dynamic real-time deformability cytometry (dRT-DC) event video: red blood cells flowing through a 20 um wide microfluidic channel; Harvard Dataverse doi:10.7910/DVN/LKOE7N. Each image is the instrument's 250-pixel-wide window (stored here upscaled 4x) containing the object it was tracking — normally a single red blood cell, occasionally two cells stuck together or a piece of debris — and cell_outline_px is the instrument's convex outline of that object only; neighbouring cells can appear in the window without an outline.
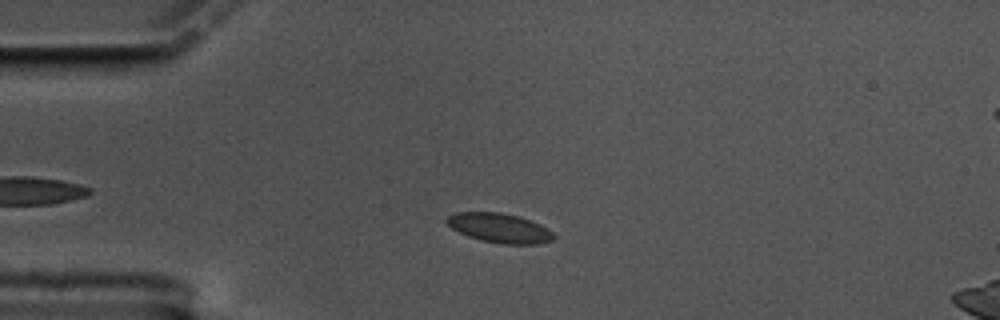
{"species": "common noctule bat (a hibernating species)", "species_latin": "Nyctalus noctula", "temperature_condition": "cold", "stored_images_in_passage": 44, "camera_frame_rate_fps": 3000, "um_per_image_px": 0.085, "animal": {"sex": "male", "body_mass_g": 17.5, "forearm_length_mm": 52.3}, "frame": {"image": 1, "passage_image": 10, "time_ms": 3.0, "image_size_px": [1000, 320], "cell_outline_px": [[556, 236], [552, 240], [536, 244], [500, 244], [480, 240], [468, 236], [452, 228], [444, 220], [448, 216], [456, 212], [500, 212], [516, 216], [540, 224], [548, 228]], "centroid_in_image_um": [42.45, 19.38], "position_along_channel_um": 42.5, "area_um2": 18.26}}
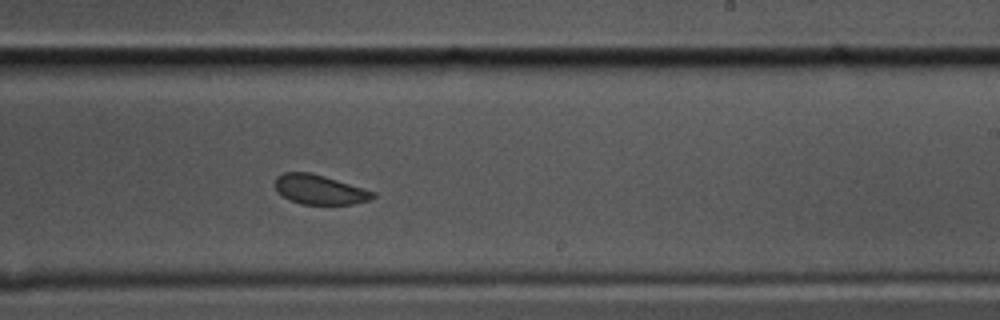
{"frame": {"image": 2, "passage_image": 32, "time_ms": 10.333, "image_size_px": [1000, 320], "cell_outline_px": [[376, 196], [368, 200], [352, 204], [300, 204], [288, 200], [276, 192], [276, 176], [284, 172], [312, 172], [376, 192]], "centroid_in_image_um": [27.14, 16.11], "position_along_channel_um": 261.9, "area_um2": 16.94}}
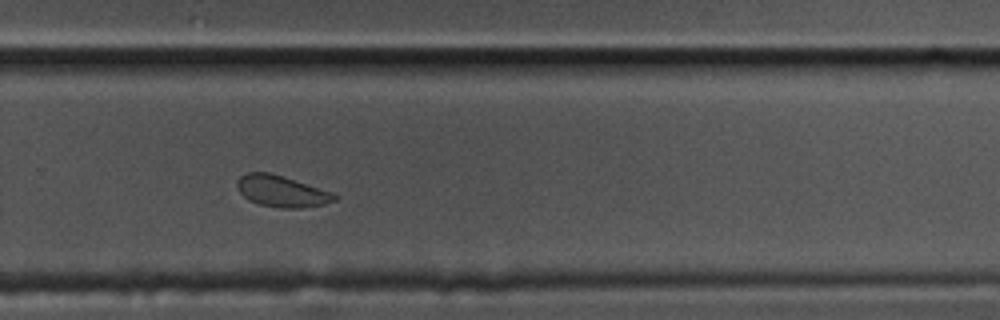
{"frame": {"image": 3, "passage_image": 36, "time_ms": 11.667, "image_size_px": [1000, 320], "cell_outline_px": [[336, 200], [324, 204], [300, 208], [280, 208], [260, 204], [248, 200], [236, 188], [236, 180], [244, 172], [268, 172], [332, 192], [336, 196]], "centroid_in_image_um": [23.87, 16.25], "position_along_channel_um": 305.9, "area_um2": 17.63}, "authors_computed_cell_mechanics": {"area_um2": 18.0047, "velocity_mm_per_s": 3.3029, "shape_relaxation_time_tau1_ms": 4.3577, "shape_relaxation_time_tau2_ms": 4.1698, "deformation_change_tau1": 0.0521, "deformation_change_tau2": 0.0679}}